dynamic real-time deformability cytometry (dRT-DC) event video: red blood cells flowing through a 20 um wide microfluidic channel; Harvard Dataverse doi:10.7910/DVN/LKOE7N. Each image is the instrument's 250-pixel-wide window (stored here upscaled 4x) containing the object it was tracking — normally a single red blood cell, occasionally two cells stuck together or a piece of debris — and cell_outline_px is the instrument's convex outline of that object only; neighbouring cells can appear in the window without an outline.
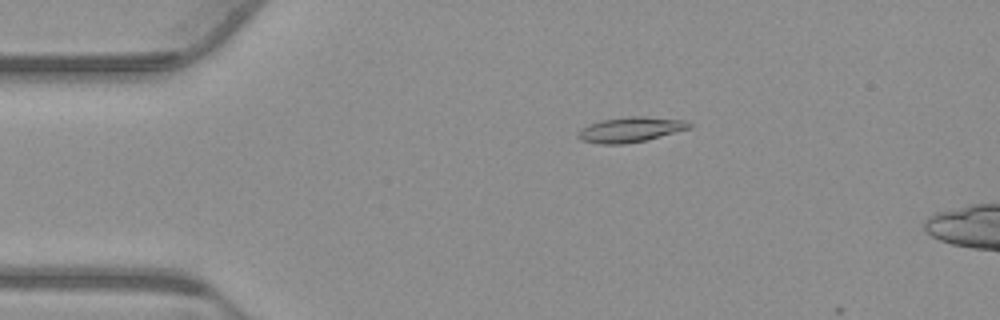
{"species": "common noctule bat (a hibernating species)", "species_latin": "Nyctalus noctula", "temperature_condition": "warm", "stored_images_in_passage": 10, "camera_frame_rate_fps": 3000, "um_per_image_px": 0.085, "animal": {"sex": "male", "body_mass_g": 23.1, "forearm_length_mm": 52.7}, "frame": {"image": 1, "passage_image": 7, "time_ms": 2.0, "image_size_px": [1000, 320], "cell_outline_px": [[692, 128], [648, 140], [624, 144], [600, 144], [580, 140], [576, 136], [576, 132], [588, 124], [604, 120], [632, 116], [644, 116], [684, 120], [692, 124]], "centroid_in_image_um": [53.59, 11.03], "position_along_channel_um": 31.4, "area_um2": 16.42}}